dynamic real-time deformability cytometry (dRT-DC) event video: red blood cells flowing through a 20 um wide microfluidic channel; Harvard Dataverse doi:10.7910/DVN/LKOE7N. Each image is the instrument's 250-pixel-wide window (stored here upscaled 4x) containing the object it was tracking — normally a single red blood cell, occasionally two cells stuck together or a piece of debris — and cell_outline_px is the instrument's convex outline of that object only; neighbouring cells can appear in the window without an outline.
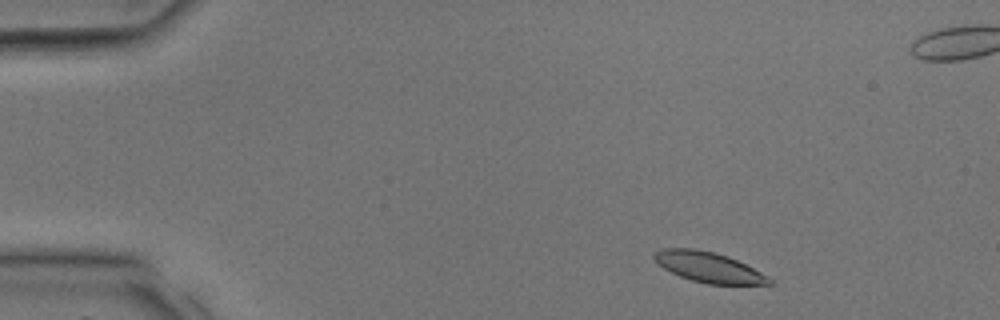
{"species": "common noctule bat (a hibernating species)", "species_latin": "Nyctalus noctula", "temperature_condition": "room temperature", "stored_images_in_passage": 16, "camera_frame_rate_fps": 3000, "um_per_image_px": 0.085, "animal": {"sex": "male", "body_mass_g": 17.9, "forearm_length_mm": 54.2}, "frame": {"image": 1, "passage_image": 3, "time_ms": 0.667, "image_size_px": [1000, 320], "cell_outline_px": [[772, 284], [708, 284], [692, 280], [680, 276], [664, 268], [652, 260], [652, 252], [660, 248], [692, 248], [712, 252], [728, 256], [768, 276], [772, 280]], "centroid_in_image_um": [60.16, 22.69], "position_along_channel_um": 24.8, "area_um2": 20.17}}
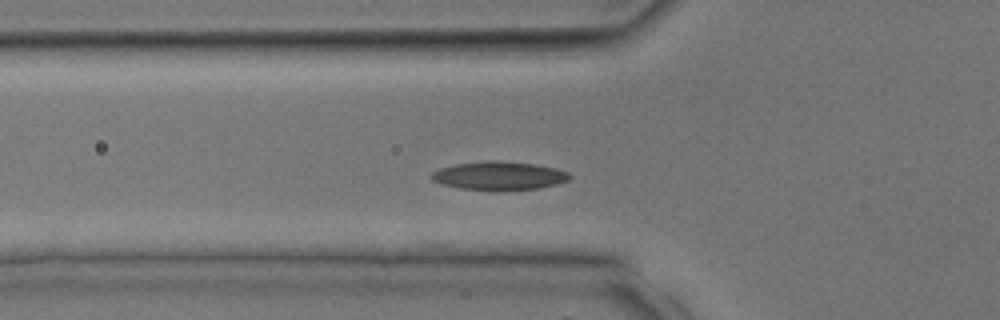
{"frame": {"image": 2, "passage_image": 10, "time_ms": 3.0, "image_size_px": [1000, 320], "cell_outline_px": [[572, 176], [568, 180], [556, 184], [540, 188], [496, 192], [488, 192], [460, 188], [444, 184], [432, 180], [428, 176], [432, 172], [440, 168], [456, 164], [488, 160], [496, 160], [536, 164], [556, 168], [568, 172]], "centroid_in_image_um": [42.42, 14.96], "position_along_channel_um": 83.4, "area_um2": 23.47}}